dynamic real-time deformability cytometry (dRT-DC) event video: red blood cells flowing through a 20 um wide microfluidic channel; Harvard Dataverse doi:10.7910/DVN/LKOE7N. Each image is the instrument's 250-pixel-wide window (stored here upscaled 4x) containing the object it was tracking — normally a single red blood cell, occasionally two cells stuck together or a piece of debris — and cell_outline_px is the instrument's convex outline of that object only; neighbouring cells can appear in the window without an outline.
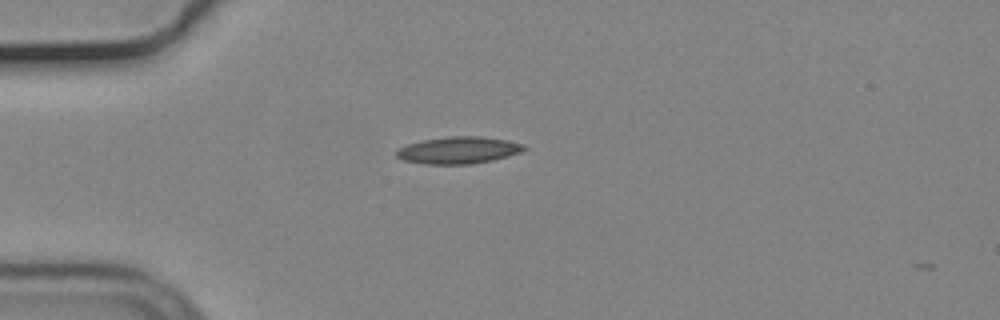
{"species": "common noctule bat (a hibernating species)", "species_latin": "Nyctalus noctula", "temperature_condition": "cold", "stored_images_in_passage": 3, "camera_frame_rate_fps": 3000, "um_per_image_px": 0.085, "animal": {"sex": "male", "body_mass_g": 19.2, "forearm_length_mm": 51.8}, "frame": {"image": 1, "passage_image": 1, "time_ms": 0.0, "image_size_px": [1000, 320], "cell_outline_px": [[528, 148], [520, 152], [508, 156], [492, 160], [472, 164], [424, 164], [404, 160], [396, 156], [396, 148], [408, 144], [424, 140], [448, 136], [480, 136], [504, 140], [524, 144]], "centroid_in_image_um": [38.96, 12.77], "position_along_channel_um": 46.0, "area_um2": 20.0}}